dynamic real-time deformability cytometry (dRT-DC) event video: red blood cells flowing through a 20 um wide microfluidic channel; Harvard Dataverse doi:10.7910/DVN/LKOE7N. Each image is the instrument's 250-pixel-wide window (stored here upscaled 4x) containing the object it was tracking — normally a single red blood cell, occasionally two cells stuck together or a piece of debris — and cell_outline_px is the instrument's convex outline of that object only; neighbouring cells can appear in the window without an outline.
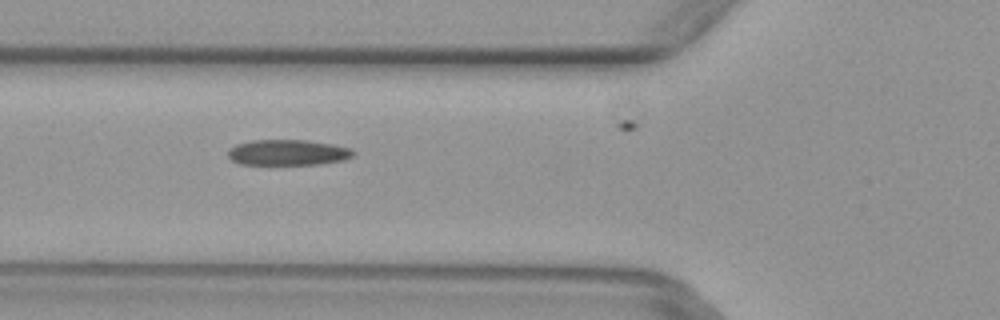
{"species": "common noctule bat (a hibernating species)", "species_latin": "Nyctalus noctula", "temperature_condition": "warm", "stored_images_in_passage": 5, "camera_frame_rate_fps": 3000, "um_per_image_px": 0.085, "animal": {"sex": "female", "body_mass_g": 29.2, "forearm_length_mm": 56.3}, "frame": {"image": 1, "passage_image": 3, "time_ms": 0.667, "image_size_px": [1000, 320], "cell_outline_px": [[356, 152], [352, 156], [344, 160], [320, 164], [240, 164], [232, 160], [228, 156], [228, 152], [236, 144], [252, 140], [308, 140], [332, 144], [348, 148]], "centroid_in_image_um": [24.48, 12.96], "position_along_channel_um": 101.3, "area_um2": 18.61}}